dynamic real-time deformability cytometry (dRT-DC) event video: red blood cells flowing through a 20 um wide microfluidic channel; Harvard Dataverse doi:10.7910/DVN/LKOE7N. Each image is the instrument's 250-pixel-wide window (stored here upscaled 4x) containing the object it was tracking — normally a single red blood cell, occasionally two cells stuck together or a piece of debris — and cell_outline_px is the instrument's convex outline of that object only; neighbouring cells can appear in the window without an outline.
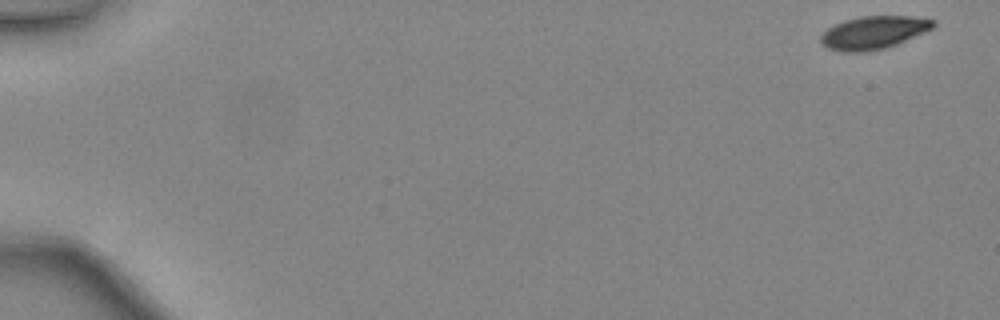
{"species": "common noctule bat (a hibernating species)", "species_latin": "Nyctalus noctula", "temperature_condition": "warm", "stored_images_in_passage": 47, "camera_frame_rate_fps": 3000, "um_per_image_px": 0.085, "animal": {"sex": "female", "body_mass_g": 24.6, "forearm_length_mm": 56.2}, "frame": {"image": 1, "passage_image": 1, "time_ms": 0.0, "image_size_px": [1000, 320], "cell_outline_px": [[936, 24], [932, 28], [924, 32], [896, 44], [884, 48], [868, 52], [840, 52], [828, 48], [820, 44], [820, 36], [828, 28], [844, 20], [860, 16], [912, 16], [936, 20]], "centroid_in_image_um": [74.23, 2.77], "position_along_channel_um": 10.8, "area_um2": 21.62}}
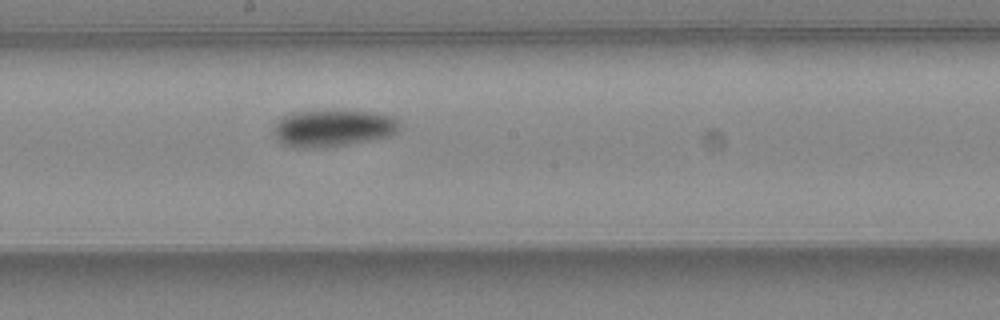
{"frame": {"image": 2, "passage_image": 27, "time_ms": 8.667, "image_size_px": [1000, 320], "cell_outline_px": [[400, 132], [388, 136], [348, 144], [324, 148], [296, 148], [284, 144], [276, 140], [272, 132], [272, 128], [284, 116], [296, 112], [324, 108], [376, 112], [392, 116], [400, 124]], "centroid_in_image_um": [28.29, 10.86], "position_along_channel_um": 219.9, "area_um2": 27.98}}
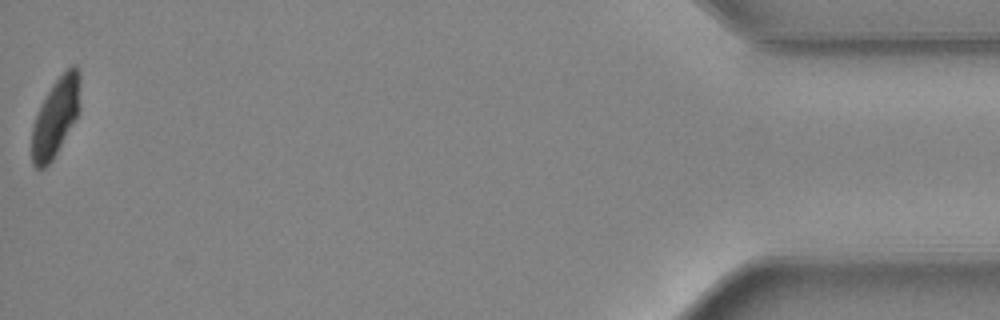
{"frame": {"image": 3, "passage_image": 47, "time_ms": 15.333, "image_size_px": [1000, 320], "cell_outline_px": [[80, 108], [76, 116], [52, 160], [44, 168], [36, 168], [32, 164], [32, 124], [40, 104], [52, 84], [72, 64], [76, 64], [80, 68]], "centroid_in_image_um": [4.73, 9.89], "position_along_channel_um": 430.5, "area_um2": 21.96}, "authors_computed_cell_mechanics": {"area_um2": 24.5072, "velocity_mm_per_s": 4.4471, "shape_relaxation_time_tau1_ms": 2.9625, "shape_relaxation_time_tau2_ms": null, "deformation_change_tau1": 0.1165, "deformation_change_tau2": null}}